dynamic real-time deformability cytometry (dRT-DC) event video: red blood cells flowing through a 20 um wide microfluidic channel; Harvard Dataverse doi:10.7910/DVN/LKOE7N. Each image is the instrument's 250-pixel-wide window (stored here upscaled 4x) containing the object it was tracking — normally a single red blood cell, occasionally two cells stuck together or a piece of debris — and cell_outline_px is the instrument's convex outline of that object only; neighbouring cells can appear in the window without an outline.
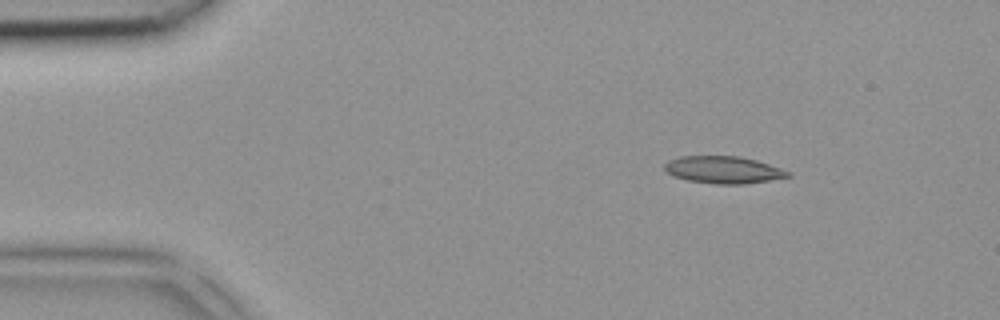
{"species": "common noctule bat (a hibernating species)", "species_latin": "Nyctalus noctula", "temperature_condition": "room temperature", "stored_images_in_passage": 4, "segment_of_instrument_passage": [2, 2], "camera_frame_rate_fps": 3000, "um_per_image_px": 0.085, "animal": {"sex": "female", "body_mass_g": 18.4}, "frame": {"image": 1, "passage_image": 4, "time_ms": 1.0, "image_size_px": [1000, 320], "cell_outline_px": [[792, 176], [744, 184], [716, 184], [688, 180], [672, 176], [664, 168], [664, 164], [668, 160], [680, 156], [740, 156], [756, 160], [792, 172]], "centroid_in_image_um": [61.48, 14.43], "position_along_channel_um": 23.5, "area_um2": 19.54}}